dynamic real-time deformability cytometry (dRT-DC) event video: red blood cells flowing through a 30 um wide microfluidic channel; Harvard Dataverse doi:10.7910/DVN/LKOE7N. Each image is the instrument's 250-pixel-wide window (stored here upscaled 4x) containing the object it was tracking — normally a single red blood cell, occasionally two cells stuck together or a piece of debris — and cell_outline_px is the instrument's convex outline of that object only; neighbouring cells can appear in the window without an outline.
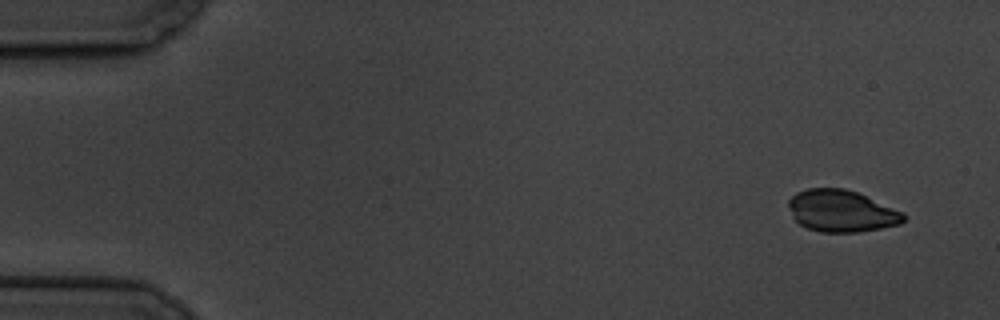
{"species": "common noctule bat (a hibernating species)", "species_latin": "Nyctalus noctula", "temperature_condition": "cold", "stored_images_in_passage": 4, "camera_frame_rate_fps": 3000, "um_per_image_px": 0.085, "animal": {"sex": "male", "body_mass_g": 19.5, "forearm_length_mm": 54.6}, "frame": {"image": 1, "passage_image": 1, "time_ms": 0.0, "image_size_px": [1000, 320], "cell_outline_px": [[904, 220], [900, 224], [880, 228], [856, 232], [820, 232], [808, 228], [800, 224], [792, 216], [788, 208], [788, 200], [796, 192], [808, 188], [844, 188], [856, 192], [904, 212]], "centroid_in_image_um": [71.49, 17.93], "position_along_channel_um": 13.5, "area_um2": 27.92}}
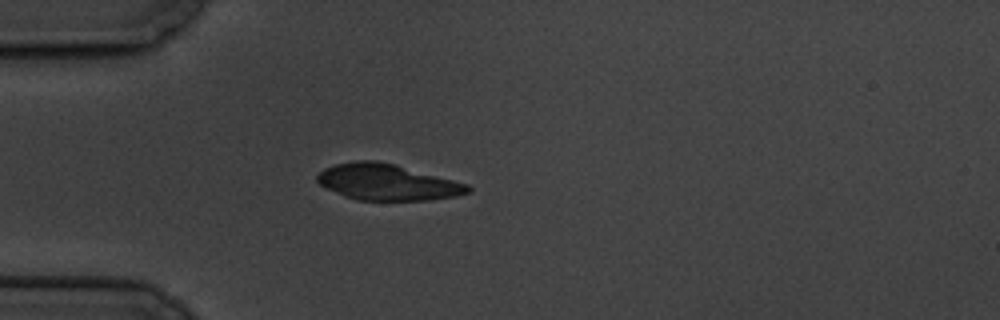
{"frame": {"image": 2, "passage_image": 4, "time_ms": 4.333, "image_size_px": [1000, 320], "cell_outline_px": [[472, 192], [456, 196], [428, 200], [356, 200], [344, 196], [320, 184], [316, 180], [316, 176], [324, 168], [336, 164], [356, 160], [376, 160], [392, 164], [468, 184], [472, 188]], "centroid_in_image_um": [32.91, 15.49], "position_along_channel_um": 52.1, "area_um2": 31.39}}